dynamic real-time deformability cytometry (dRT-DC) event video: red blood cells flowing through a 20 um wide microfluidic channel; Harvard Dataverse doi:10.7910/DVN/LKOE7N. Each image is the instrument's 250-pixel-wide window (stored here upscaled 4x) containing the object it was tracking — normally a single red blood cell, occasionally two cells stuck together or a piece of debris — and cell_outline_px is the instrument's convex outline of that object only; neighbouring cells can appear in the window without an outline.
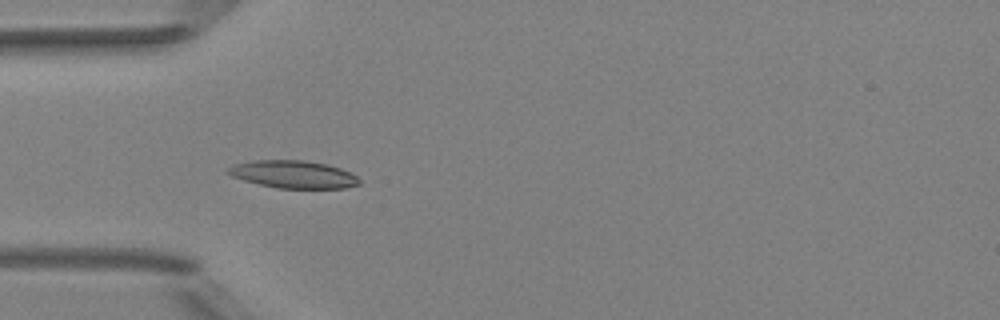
{"species": "Egyptian fruit bat (a non-hibernating species)", "species_latin": "Rousettus aegyptiacus", "temperature_condition": "room temperature", "stored_images_in_passage": 6, "camera_frame_rate_fps": 3000, "um_per_image_px": 0.085, "animal": {"sex": "female"}, "frame": {"image": 1, "passage_image": 5, "time_ms": 4.667, "image_size_px": [1000, 320], "cell_outline_px": [[360, 184], [344, 188], [276, 188], [244, 180], [232, 176], [224, 172], [232, 164], [252, 160], [304, 160], [328, 164], [340, 168], [356, 176], [360, 180]], "centroid_in_image_um": [24.9, 14.81], "position_along_channel_um": 60.1, "area_um2": 21.15}}
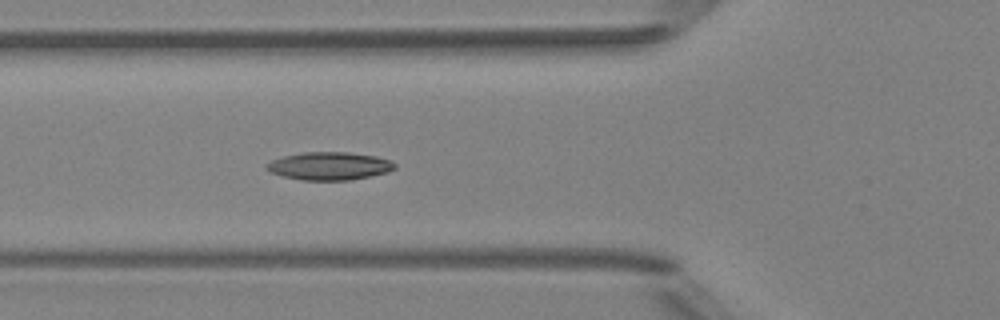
{"frame": {"image": 2, "passage_image": 6, "time_ms": 5.667, "image_size_px": [1000, 320], "cell_outline_px": [[396, 168], [388, 172], [372, 176], [352, 180], [300, 180], [284, 176], [272, 172], [264, 168], [264, 164], [272, 160], [284, 156], [304, 152], [348, 152], [376, 156], [392, 160], [396, 164]], "centroid_in_image_um": [28.03, 14.11], "position_along_channel_um": 97.8, "area_um2": 21.04}}